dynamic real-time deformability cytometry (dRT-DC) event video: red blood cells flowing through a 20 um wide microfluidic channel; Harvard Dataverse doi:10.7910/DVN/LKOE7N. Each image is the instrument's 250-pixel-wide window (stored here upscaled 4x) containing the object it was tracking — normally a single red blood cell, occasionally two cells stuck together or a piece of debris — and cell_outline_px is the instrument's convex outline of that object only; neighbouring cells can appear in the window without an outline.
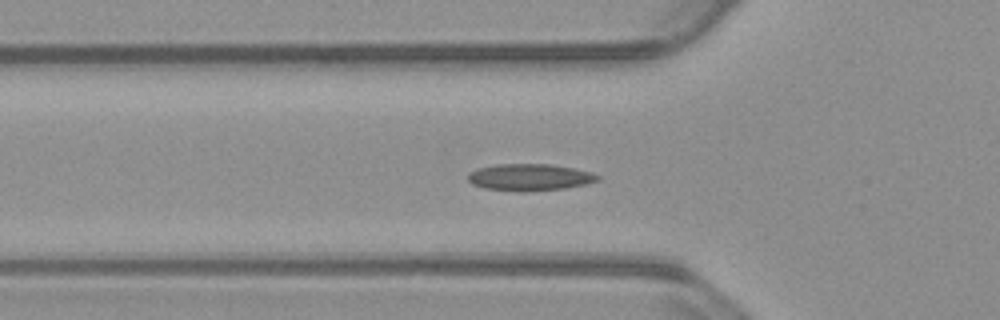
{"species": "common noctule bat (a hibernating species)", "species_latin": "Nyctalus noctula", "temperature_condition": "warm", "stored_images_in_passage": 35, "camera_frame_rate_fps": 3000, "um_per_image_px": 0.085, "animal": {"sex": "male", "body_mass_g": 23.1, "forearm_length_mm": 52.7}, "frame": {"image": 1, "passage_image": 12, "time_ms": 3.667, "image_size_px": [1000, 320], "cell_outline_px": [[600, 180], [584, 184], [564, 188], [524, 192], [520, 192], [484, 188], [472, 184], [468, 180], [468, 172], [476, 168], [496, 164], [552, 164], [592, 172], [600, 176]], "centroid_in_image_um": [44.99, 15.06], "position_along_channel_um": 80.8, "area_um2": 20.4}}
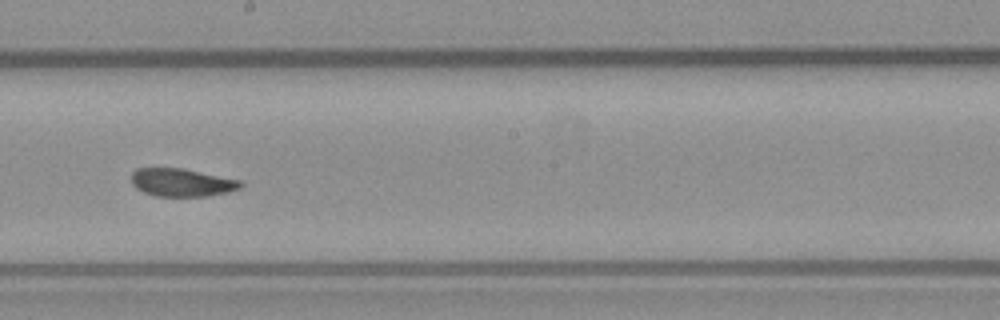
{"frame": {"image": 2, "passage_image": 24, "time_ms": 7.667, "image_size_px": [1000, 320], "cell_outline_px": [[244, 184], [240, 188], [228, 192], [208, 196], [156, 196], [144, 192], [136, 188], [132, 184], [132, 172], [136, 168], [184, 168], [244, 180]], "centroid_in_image_um": [15.51, 15.5], "position_along_channel_um": 232.7, "area_um2": 18.09}}
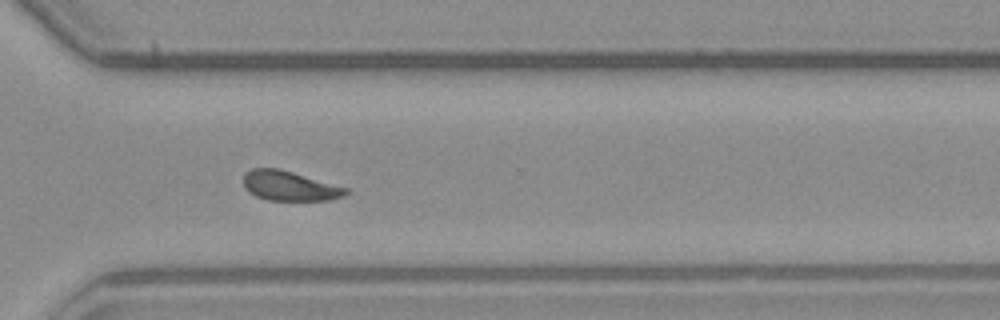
{"frame": {"image": 3, "passage_image": 33, "time_ms": 10.667, "image_size_px": [1000, 320], "cell_outline_px": [[352, 192], [344, 196], [332, 200], [268, 200], [256, 196], [248, 192], [244, 188], [244, 172], [252, 168], [280, 168], [348, 188]], "centroid_in_image_um": [24.63, 15.8], "position_along_channel_um": 346.0, "area_um2": 17.98}, "authors_computed_cell_mechanics": {"area_um2": 18.785, "velocity_mm_per_s": 3.7722, "shape_relaxation_time_tau1_ms": null, "shape_relaxation_time_tau2_ms": 3.1987, "deformation_change_tau1": null, "deformation_change_tau2": 0.0688}}